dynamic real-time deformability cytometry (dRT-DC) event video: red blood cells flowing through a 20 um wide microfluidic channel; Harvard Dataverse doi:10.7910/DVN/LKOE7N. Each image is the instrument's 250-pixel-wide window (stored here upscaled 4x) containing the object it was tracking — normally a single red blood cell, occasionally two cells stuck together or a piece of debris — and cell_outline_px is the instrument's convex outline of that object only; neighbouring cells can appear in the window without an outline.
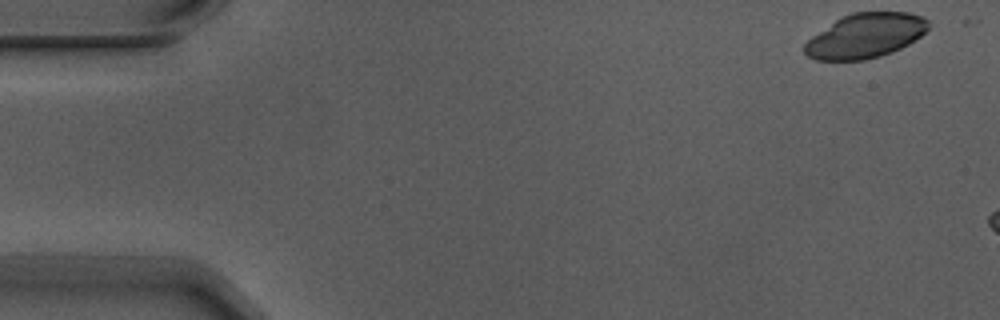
{"species": "Egyptian fruit bat (a non-hibernating species)", "species_latin": "Rousettus aegyptiacus", "temperature_condition": "warm", "stored_images_in_passage": 2, "camera_frame_rate_fps": 3000, "um_per_image_px": 0.085, "animal": {"sex": "male"}, "frame": {"image": 1, "passage_image": 1, "time_ms": 0.0, "image_size_px": [1000, 320], "cell_outline_px": [[928, 28], [920, 36], [908, 44], [892, 52], [880, 56], [864, 60], [816, 60], [808, 56], [804, 52], [804, 44], [812, 36], [840, 16], [852, 12], [908, 12], [920, 16], [928, 20]], "centroid_in_image_um": [73.53, 3.03], "position_along_channel_um": 11.5, "area_um2": 32.08}}